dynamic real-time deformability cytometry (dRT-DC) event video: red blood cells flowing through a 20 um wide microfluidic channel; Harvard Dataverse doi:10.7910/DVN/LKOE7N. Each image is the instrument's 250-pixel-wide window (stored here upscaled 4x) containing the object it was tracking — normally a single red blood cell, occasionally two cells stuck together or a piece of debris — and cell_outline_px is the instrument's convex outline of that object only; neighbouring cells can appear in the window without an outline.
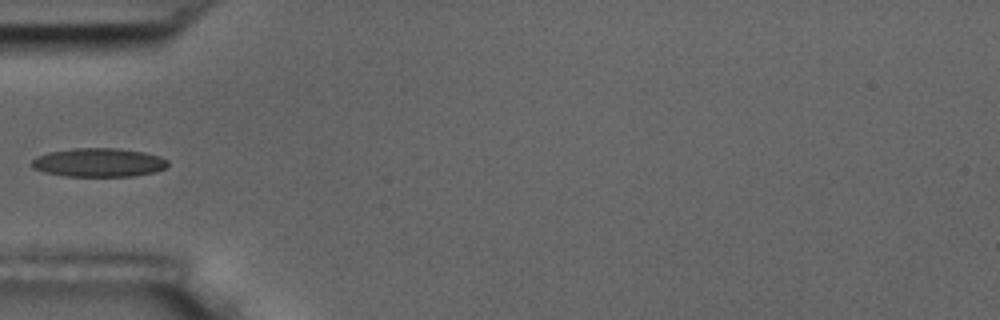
{"species": "common noctule bat (a hibernating species)", "species_latin": "Nyctalus noctula", "temperature_condition": "room temperature", "stored_images_in_passage": 6, "camera_frame_rate_fps": 3000, "um_per_image_px": 0.085, "animal": {"sex": "male", "body_mass_g": 17.5, "forearm_length_mm": 52.3}, "frame": {"image": 1, "passage_image": 5, "time_ms": 4.667, "image_size_px": [1000, 320], "cell_outline_px": [[168, 164], [164, 168], [152, 172], [132, 176], [64, 176], [44, 172], [32, 168], [32, 160], [36, 156], [48, 152], [72, 148], [116, 148], [144, 152], [160, 156], [168, 160]], "centroid_in_image_um": [8.36, 13.8], "position_along_channel_um": 76.6, "area_um2": 22.77}}